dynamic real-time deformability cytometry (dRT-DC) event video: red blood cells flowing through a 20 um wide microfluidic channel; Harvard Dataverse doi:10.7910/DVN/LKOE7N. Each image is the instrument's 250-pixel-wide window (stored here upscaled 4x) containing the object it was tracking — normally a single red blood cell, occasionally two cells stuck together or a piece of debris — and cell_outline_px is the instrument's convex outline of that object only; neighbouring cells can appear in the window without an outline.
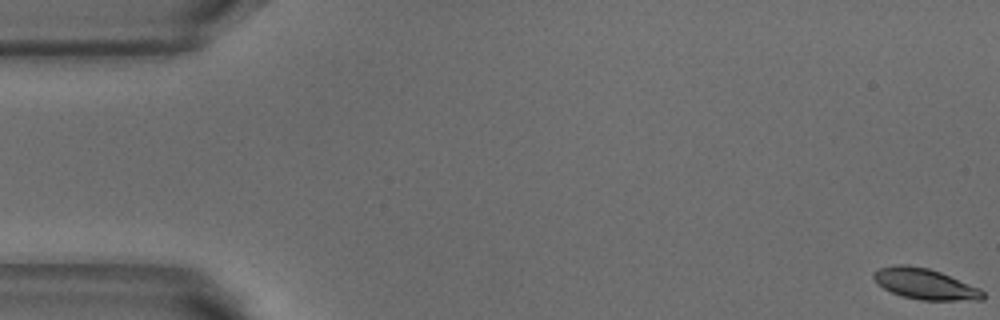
{"species": "common noctule bat (a hibernating species)", "species_latin": "Nyctalus noctula", "temperature_condition": "warm", "stored_images_in_passage": 3, "camera_frame_rate_fps": 3000, "um_per_image_px": 0.085, "animal": {"sex": "male", "body_mass_g": 18.8}, "frame": {"image": 1, "passage_image": 1, "time_ms": 0.0, "image_size_px": [1000, 320], "cell_outline_px": [[984, 296], [980, 300], [920, 300], [900, 296], [884, 288], [872, 276], [872, 272], [880, 268], [892, 264], [908, 264], [928, 268], [940, 272], [980, 288], [984, 292]], "centroid_in_image_um": [78.61, 24.12], "position_along_channel_um": 6.4, "area_um2": 19.59}}